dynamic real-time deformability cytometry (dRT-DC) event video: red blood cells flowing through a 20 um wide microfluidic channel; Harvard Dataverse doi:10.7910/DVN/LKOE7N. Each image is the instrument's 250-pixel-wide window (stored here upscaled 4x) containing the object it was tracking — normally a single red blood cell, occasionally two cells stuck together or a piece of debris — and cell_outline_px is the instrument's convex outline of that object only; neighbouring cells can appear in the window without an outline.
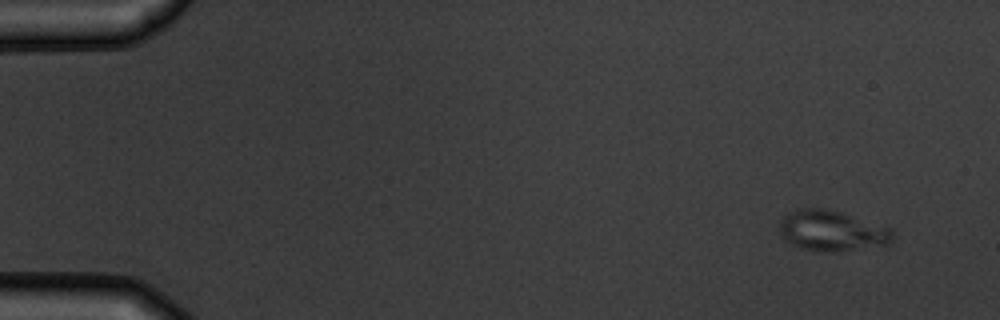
{"species": "common noctule bat (a hibernating species)", "species_latin": "Nyctalus noctula", "temperature_condition": "warm", "stored_images_in_passage": 5, "camera_frame_rate_fps": 3000, "um_per_image_px": 0.085, "animal": {"sex": "male", "body_mass_g": 19.5, "forearm_length_mm": 54.6}, "frame": {"image": 1, "passage_image": 1, "time_ms": 0.0, "image_size_px": [1000, 320], "cell_outline_px": [[896, 232], [892, 244], [840, 252], [820, 252], [800, 248], [784, 240], [780, 232], [780, 220], [788, 212], [796, 208], [820, 208], [840, 212], [892, 228]], "centroid_in_image_um": [70.75, 19.64], "position_along_channel_um": 14.3, "area_um2": 27.28}}
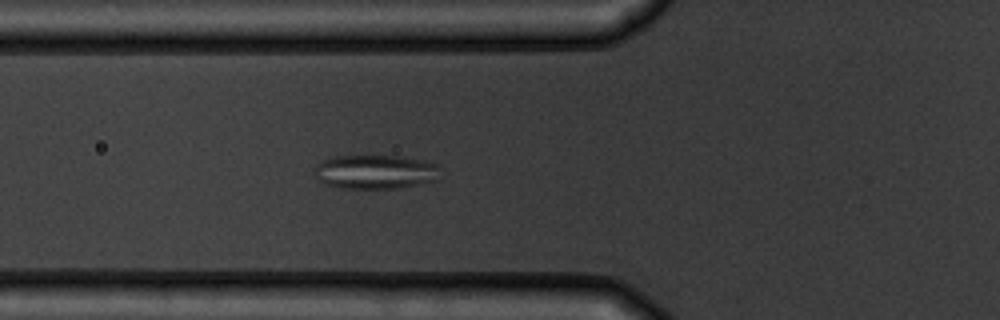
{"frame": {"image": 2, "passage_image": 5, "time_ms": 5.333, "image_size_px": [1000, 320], "cell_outline_px": [[440, 180], [400, 188], [340, 188], [324, 184], [316, 176], [316, 164], [324, 160], [336, 156], [400, 156], [424, 160], [440, 164]], "centroid_in_image_um": [31.99, 14.61], "position_along_channel_um": 93.8, "area_um2": 25.26}}